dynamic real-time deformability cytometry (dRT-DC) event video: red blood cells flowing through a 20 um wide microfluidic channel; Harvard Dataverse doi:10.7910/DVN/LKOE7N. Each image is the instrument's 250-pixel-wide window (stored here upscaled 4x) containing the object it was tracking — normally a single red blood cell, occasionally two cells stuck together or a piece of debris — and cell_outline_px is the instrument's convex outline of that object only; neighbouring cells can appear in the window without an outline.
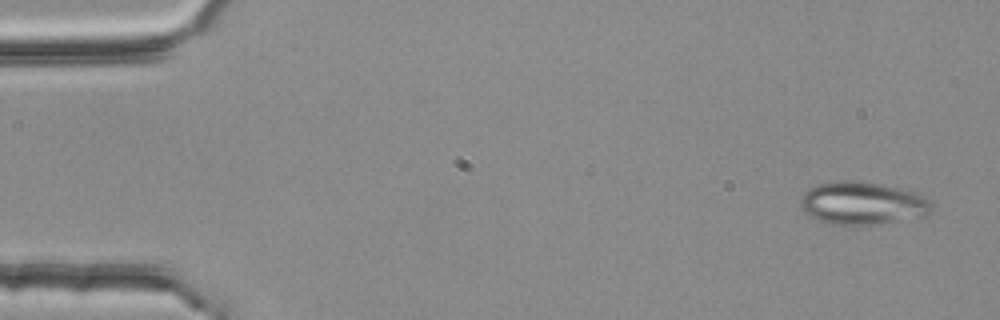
{"species": "common noctule bat (a hibernating species)", "species_latin": "Nyctalus noctula", "temperature_condition": "room temperature", "stored_images_in_passage": 52, "camera_frame_rate_fps": 3000, "um_per_image_px": 0.085, "animal": {"sex": "female", "body_mass_g": 25.1}, "frame": {"image": 1, "passage_image": 1, "time_ms": 0.0, "image_size_px": [1000, 320], "cell_outline_px": [[932, 212], [928, 216], [876, 224], [832, 224], [808, 216], [804, 212], [800, 204], [800, 200], [804, 192], [816, 184], [840, 180], [856, 180], [884, 184], [916, 192], [924, 196], [932, 204]], "centroid_in_image_um": [73.33, 17.26], "position_along_channel_um": 11.7, "area_um2": 33.0}}
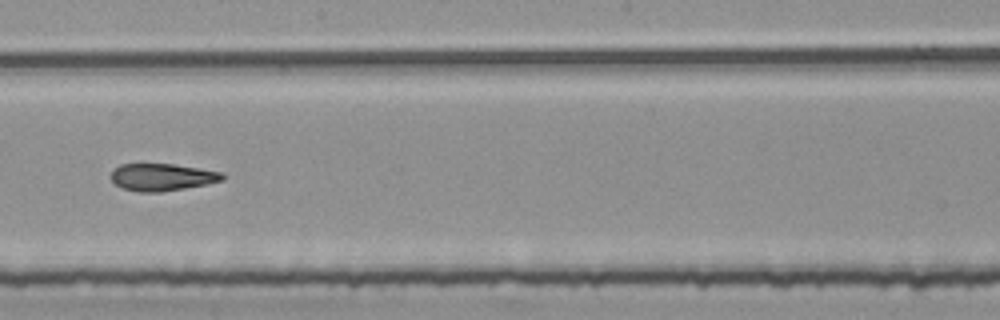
{"frame": {"image": 2, "passage_image": 29, "time_ms": 9.333, "image_size_px": [1000, 320], "cell_outline_px": [[224, 180], [208, 184], [160, 192], [140, 192], [124, 188], [116, 184], [108, 176], [112, 168], [120, 164], [172, 164], [200, 168], [224, 172]], "centroid_in_image_um": [13.77, 15.04], "position_along_channel_um": 234.4, "area_um2": 17.86}}
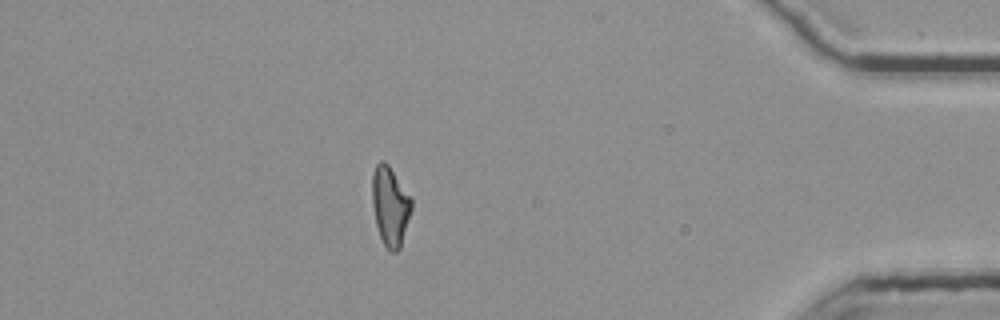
{"frame": {"image": 3, "passage_image": 46, "time_ms": 15.0, "image_size_px": [1000, 320], "cell_outline_px": [[412, 208], [400, 248], [396, 252], [392, 252], [384, 244], [380, 236], [376, 224], [372, 204], [372, 172], [376, 164], [380, 160], [384, 160], [388, 164], [412, 196]], "centroid_in_image_um": [33.17, 17.46], "position_along_channel_um": 402.0, "area_um2": 18.32}, "authors_computed_cell_mechanics": {"area_um2": 18.5827, "velocity_mm_per_s": 3.7766, "shape_relaxation_time_tau1_ms": null, "shape_relaxation_time_tau2_ms": 3.1463, "deformation_change_tau1": null, "deformation_change_tau2": 0.1052}}